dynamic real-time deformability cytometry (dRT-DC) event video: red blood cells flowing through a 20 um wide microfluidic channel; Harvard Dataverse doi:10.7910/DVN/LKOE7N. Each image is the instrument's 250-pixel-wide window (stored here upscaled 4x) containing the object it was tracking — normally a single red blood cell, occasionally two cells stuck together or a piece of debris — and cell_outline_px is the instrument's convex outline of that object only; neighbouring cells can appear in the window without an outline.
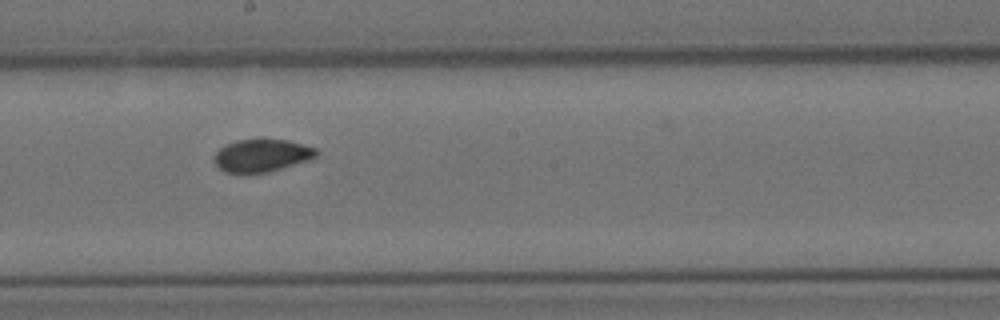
{"species": "Egyptian fruit bat (a non-hibernating species)", "species_latin": "Rousettus aegyptiacus", "temperature_condition": "cold", "stored_images_in_passage": 10, "camera_frame_rate_fps": 3000, "um_per_image_px": 0.085, "animal": {"sex": "female"}, "frame": {"image": 1, "passage_image": 9, "time_ms": 10.0, "image_size_px": [1000, 320], "cell_outline_px": [[320, 152], [316, 156], [308, 160], [268, 172], [240, 176], [224, 172], [216, 164], [212, 156], [224, 144], [236, 140], [288, 140], [304, 144], [316, 148]], "centroid_in_image_um": [22.2, 13.25], "position_along_channel_um": 226.0, "area_um2": 19.88}}
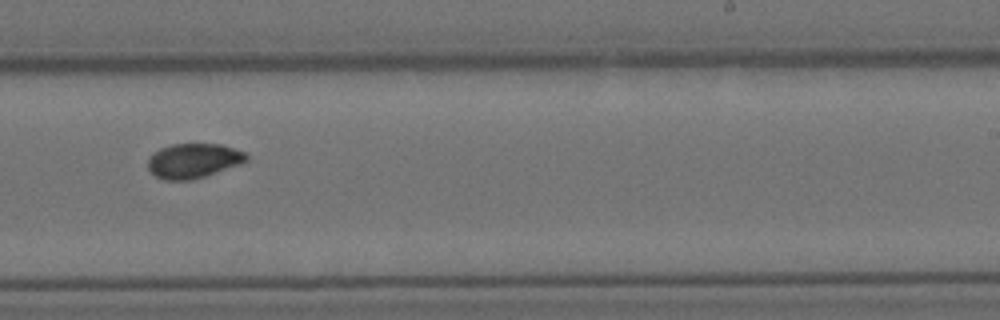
{"frame": {"image": 2, "passage_image": 10, "time_ms": 11.333, "image_size_px": [1000, 320], "cell_outline_px": [[248, 160], [240, 164], [204, 176], [188, 180], [164, 180], [156, 176], [148, 168], [148, 156], [160, 148], [172, 144], [220, 144], [244, 152], [248, 156]], "centroid_in_image_um": [16.41, 13.65], "position_along_channel_um": 272.6, "area_um2": 19.71}}